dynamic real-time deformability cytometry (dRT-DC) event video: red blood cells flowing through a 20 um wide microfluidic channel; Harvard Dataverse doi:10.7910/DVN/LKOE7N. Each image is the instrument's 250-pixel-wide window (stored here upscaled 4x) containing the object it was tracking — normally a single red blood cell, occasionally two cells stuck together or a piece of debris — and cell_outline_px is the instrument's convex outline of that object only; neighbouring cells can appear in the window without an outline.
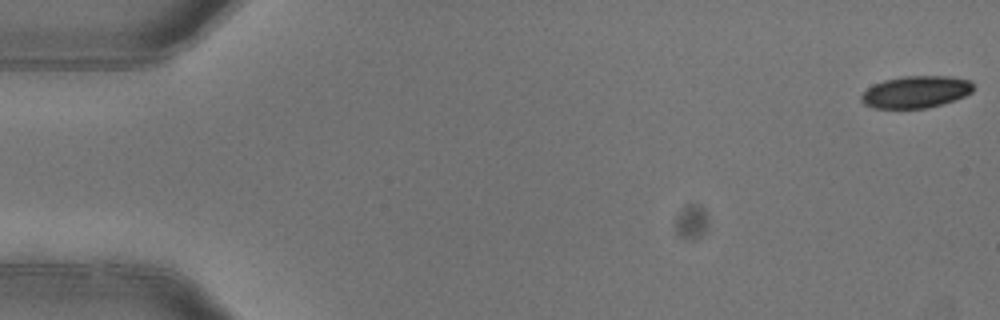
{"species": "common noctule bat (a hibernating species)", "species_latin": "Nyctalus noctula", "temperature_condition": "warm", "stored_images_in_passage": 4, "camera_frame_rate_fps": 3000, "um_per_image_px": 0.085, "animal": {"sex": "female"}, "frame": {"image": 1, "passage_image": 1, "time_ms": 0.0, "image_size_px": [1000, 320], "cell_outline_px": [[972, 92], [964, 96], [928, 108], [872, 108], [864, 104], [860, 100], [860, 96], [868, 88], [884, 80], [904, 76], [948, 76], [972, 80]], "centroid_in_image_um": [77.84, 7.81], "position_along_channel_um": 7.2, "area_um2": 20.75}}
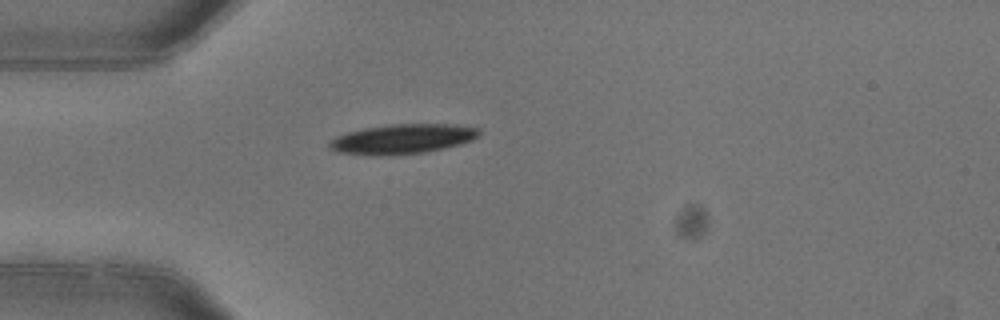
{"frame": {"image": 2, "passage_image": 4, "time_ms": 1.0, "image_size_px": [1000, 320], "cell_outline_px": [[480, 136], [472, 140], [460, 144], [424, 152], [340, 152], [328, 148], [328, 140], [336, 136], [348, 132], [364, 128], [388, 124], [452, 124], [480, 128]], "centroid_in_image_um": [34.29, 11.74], "position_along_channel_um": 50.7, "area_um2": 24.74}}